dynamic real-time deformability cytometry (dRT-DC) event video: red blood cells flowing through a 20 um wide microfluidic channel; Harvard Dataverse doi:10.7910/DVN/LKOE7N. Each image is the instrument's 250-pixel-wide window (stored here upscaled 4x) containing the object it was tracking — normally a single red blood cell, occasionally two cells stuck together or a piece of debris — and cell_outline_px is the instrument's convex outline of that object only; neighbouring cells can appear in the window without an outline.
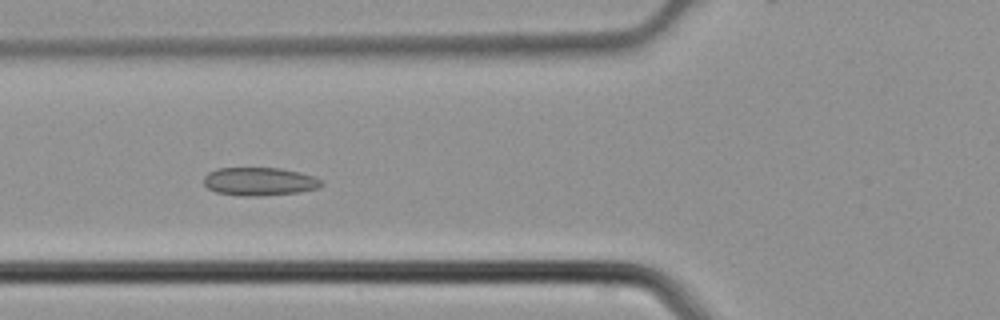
{"species": "common noctule bat (a hibernating species)", "species_latin": "Nyctalus noctula", "temperature_condition": "cold", "stored_images_in_passage": 5, "camera_frame_rate_fps": 3000, "um_per_image_px": 0.085, "animal": {"sex": "male", "body_mass_g": 21.5, "forearm_length_mm": 52.0}, "frame": {"image": 1, "passage_image": 4, "time_ms": 1.0, "image_size_px": [1000, 320], "cell_outline_px": [[324, 184], [320, 188], [300, 192], [260, 196], [240, 196], [216, 192], [208, 188], [204, 184], [204, 176], [208, 172], [216, 168], [280, 168], [300, 172], [316, 176]], "centroid_in_image_um": [22.07, 15.43], "position_along_channel_um": 103.7, "area_um2": 19.59}}